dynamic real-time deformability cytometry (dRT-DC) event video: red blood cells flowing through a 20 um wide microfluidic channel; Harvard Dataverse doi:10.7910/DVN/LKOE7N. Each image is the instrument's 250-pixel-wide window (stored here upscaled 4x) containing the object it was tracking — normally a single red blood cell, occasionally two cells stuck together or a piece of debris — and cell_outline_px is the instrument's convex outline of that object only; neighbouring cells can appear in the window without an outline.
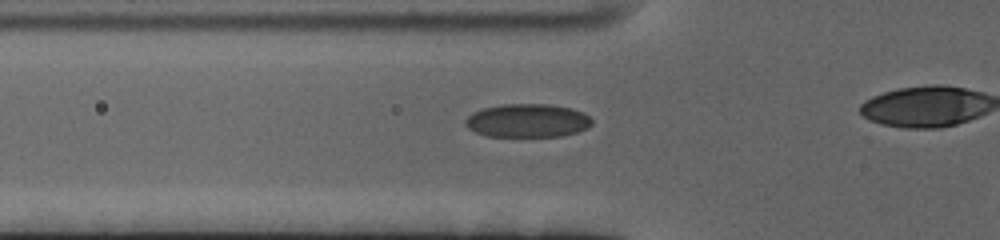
{"species": "human", "species_latin": "Homo sapiens", "temperature_condition": "cold", "stored_images_in_passage": 23, "camera_frame_rate_fps": 3000, "um_per_image_px": 0.085, "donor": {"sex": "female"}, "frame": {"image": 1, "passage_image": 17, "time_ms": 5.333, "image_size_px": [1000, 240], "cell_outline_px": [[592, 124], [588, 128], [576, 132], [560, 136], [488, 136], [476, 132], [468, 128], [464, 124], [464, 120], [472, 112], [484, 108], [504, 104], [548, 104], [572, 108], [584, 112], [592, 120]], "centroid_in_image_um": [44.84, 10.24], "position_along_channel_um": 81.0, "area_um2": 24.68}}
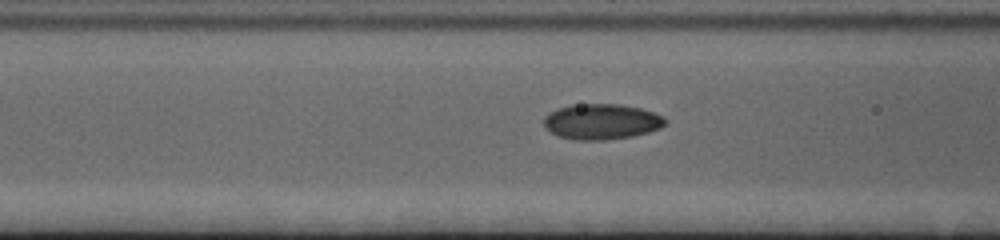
{"frame": {"image": 2, "passage_image": 20, "time_ms": 6.333, "image_size_px": [1000, 240], "cell_outline_px": [[664, 124], [660, 128], [648, 132], [632, 136], [604, 140], [576, 140], [560, 136], [544, 128], [544, 116], [548, 112], [572, 104], [620, 104], [640, 108], [664, 116]], "centroid_in_image_um": [51.1, 10.33], "position_along_channel_um": 115.5, "area_um2": 25.03}}